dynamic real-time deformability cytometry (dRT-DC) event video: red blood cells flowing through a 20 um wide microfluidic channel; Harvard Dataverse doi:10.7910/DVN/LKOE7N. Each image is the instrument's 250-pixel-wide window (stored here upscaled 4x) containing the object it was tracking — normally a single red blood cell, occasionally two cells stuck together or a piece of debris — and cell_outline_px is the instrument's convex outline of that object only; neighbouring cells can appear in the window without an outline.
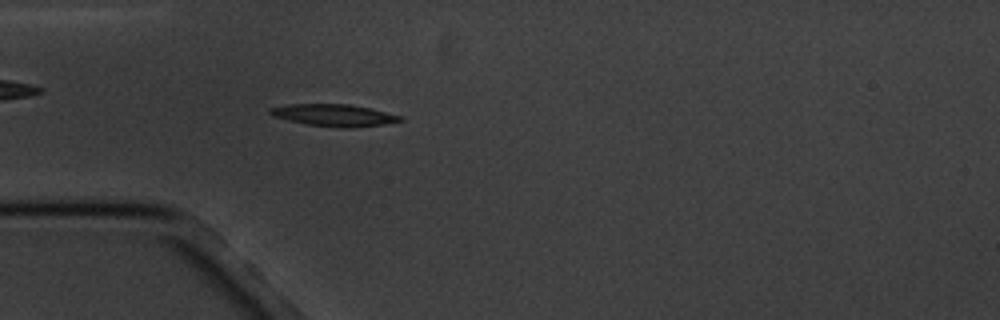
{"species": "common noctule bat (a hibernating species)", "species_latin": "Nyctalus noctula", "temperature_condition": "cold", "stored_images_in_passage": 4, "camera_frame_rate_fps": 3000, "um_per_image_px": 0.085, "animal": {"sex": "male", "body_mass_g": 20.1, "forearm_length_mm": 53.5}, "frame": {"image": 1, "passage_image": 4, "time_ms": 3.333, "image_size_px": [1000, 320], "cell_outline_px": [[404, 120], [384, 124], [352, 128], [340, 128], [308, 124], [272, 116], [268, 112], [268, 108], [288, 104], [352, 104], [404, 116]], "centroid_in_image_um": [28.42, 9.79], "position_along_channel_um": 56.6, "area_um2": 16.76}}